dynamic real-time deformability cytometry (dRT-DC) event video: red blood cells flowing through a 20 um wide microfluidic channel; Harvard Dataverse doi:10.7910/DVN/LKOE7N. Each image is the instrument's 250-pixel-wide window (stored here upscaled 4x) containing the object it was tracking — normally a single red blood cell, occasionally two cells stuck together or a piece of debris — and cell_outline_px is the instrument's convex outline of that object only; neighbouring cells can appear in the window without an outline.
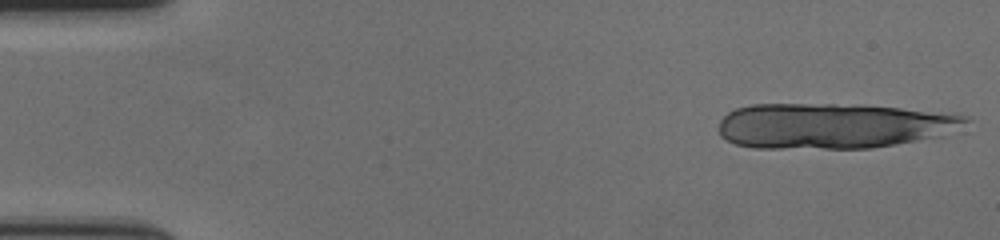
{"species": "human", "species_latin": "Homo sapiens", "temperature_condition": "cold", "stored_images_in_passage": 14, "camera_frame_rate_fps": 3000, "um_per_image_px": 0.085, "donor": {"sex": "female"}, "frame": {"image": 1, "passage_image": 1, "time_ms": 0.0, "image_size_px": [1000, 240], "cell_outline_px": [[968, 120], [924, 136], [912, 140], [872, 148], [756, 148], [736, 144], [720, 136], [720, 120], [728, 112], [736, 108], [752, 104], [832, 104], [900, 108], [968, 116]], "centroid_in_image_um": [70.5, 10.68], "position_along_channel_um": 14.5, "area_um2": 63.06}}